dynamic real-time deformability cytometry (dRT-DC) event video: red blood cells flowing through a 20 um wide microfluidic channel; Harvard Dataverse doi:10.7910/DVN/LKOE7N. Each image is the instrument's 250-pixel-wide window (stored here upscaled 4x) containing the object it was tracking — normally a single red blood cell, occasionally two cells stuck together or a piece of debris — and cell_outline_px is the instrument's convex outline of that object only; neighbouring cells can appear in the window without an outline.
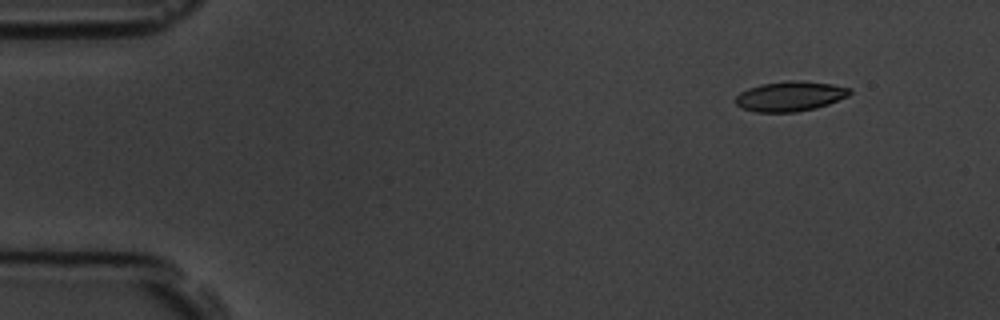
{"species": "common noctule bat (a hibernating species)", "species_latin": "Nyctalus noctula", "temperature_condition": "room temperature", "stored_images_in_passage": 5, "camera_frame_rate_fps": 3000, "um_per_image_px": 0.085, "animal": {"sex": "male", "body_mass_g": 19.5, "forearm_length_mm": 54.6}, "frame": {"image": 1, "passage_image": 1, "time_ms": 0.0, "image_size_px": [1000, 320], "cell_outline_px": [[852, 92], [848, 96], [828, 104], [816, 108], [796, 112], [756, 112], [744, 108], [736, 104], [736, 96], [740, 92], [748, 88], [760, 84], [788, 80], [800, 80], [832, 84], [852, 88]], "centroid_in_image_um": [67.18, 8.17], "position_along_channel_um": 17.8, "area_um2": 20.0}}
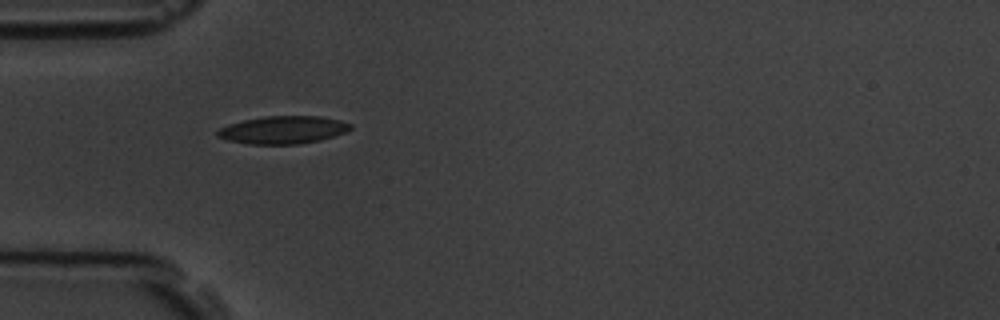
{"frame": {"image": 2, "passage_image": 4, "time_ms": 3.667, "image_size_px": [1000, 320], "cell_outline_px": [[352, 128], [348, 132], [320, 140], [300, 144], [248, 144], [228, 140], [216, 136], [216, 132], [220, 128], [228, 124], [244, 120], [264, 116], [320, 116], [340, 120], [352, 124]], "centroid_in_image_um": [24.08, 11.04], "position_along_channel_um": 60.9, "area_um2": 21.62}}
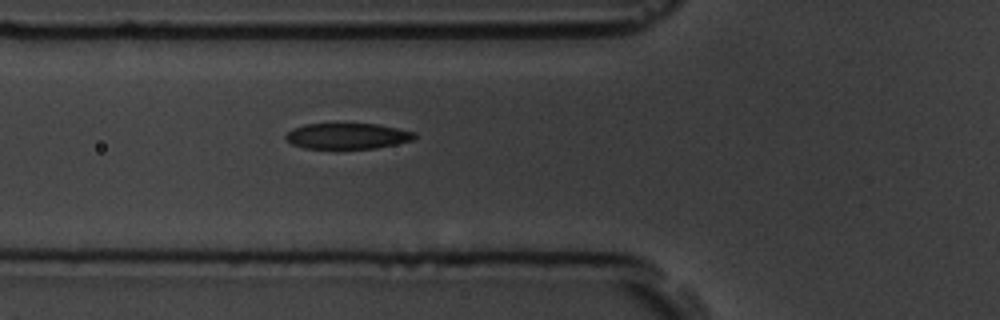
{"frame": {"image": 3, "passage_image": 5, "time_ms": 4.667, "image_size_px": [1000, 320], "cell_outline_px": [[416, 136], [412, 140], [396, 144], [376, 148], [304, 148], [292, 144], [284, 136], [292, 128], [304, 124], [376, 124], [416, 132]], "centroid_in_image_um": [29.52, 11.56], "position_along_channel_um": 96.3, "area_um2": 19.19}}